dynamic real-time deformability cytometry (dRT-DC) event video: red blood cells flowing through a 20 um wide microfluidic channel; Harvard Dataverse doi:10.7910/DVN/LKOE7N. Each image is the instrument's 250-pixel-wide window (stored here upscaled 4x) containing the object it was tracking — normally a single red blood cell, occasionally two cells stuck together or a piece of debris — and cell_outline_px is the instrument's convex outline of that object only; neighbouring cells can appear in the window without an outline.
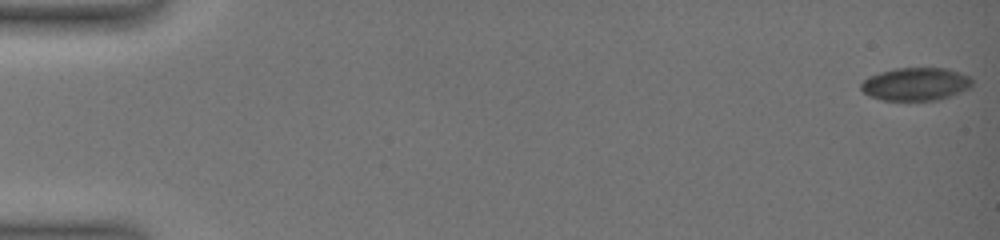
{"species": "common noctule bat (a hibernating species)", "species_latin": "Nyctalus noctula", "temperature_condition": "warm", "stored_images_in_passage": 29, "camera_frame_rate_fps": 3000, "um_per_image_px": 0.085, "animal": {"sex": "female", "body_mass_g": 19.0, "forearm_length_mm": 51.5}, "frame": {"image": 1, "passage_image": 1, "time_ms": 0.0, "image_size_px": [1000, 240], "cell_outline_px": [[972, 84], [968, 88], [948, 96], [936, 100], [880, 100], [868, 96], [860, 88], [860, 84], [868, 76], [880, 72], [896, 68], [948, 68], [960, 72], [968, 76], [972, 80]], "centroid_in_image_um": [77.78, 7.14], "position_along_channel_um": 7.2, "area_um2": 21.27}}
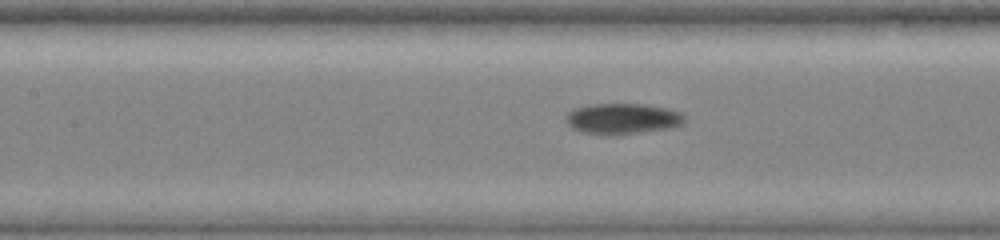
{"frame": {"image": 2, "passage_image": 22, "time_ms": 9.0, "image_size_px": [1000, 240], "cell_outline_px": [[684, 124], [668, 128], [616, 136], [604, 136], [584, 132], [572, 128], [568, 124], [564, 116], [572, 108], [592, 104], [644, 104], [668, 108], [684, 112]], "centroid_in_image_um": [52.91, 10.1], "position_along_channel_um": 154.5, "area_um2": 21.73}}
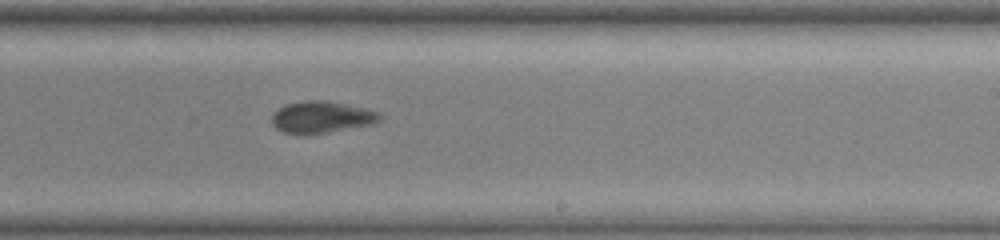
{"frame": {"image": 3, "passage_image": 29, "time_ms": 12.0, "image_size_px": [1000, 240], "cell_outline_px": [[384, 116], [380, 120], [368, 124], [324, 132], [284, 132], [276, 128], [272, 124], [272, 112], [284, 104], [304, 100], [328, 100], [368, 108], [380, 112]], "centroid_in_image_um": [27.34, 9.89], "position_along_channel_um": 261.7, "area_um2": 19.65}}